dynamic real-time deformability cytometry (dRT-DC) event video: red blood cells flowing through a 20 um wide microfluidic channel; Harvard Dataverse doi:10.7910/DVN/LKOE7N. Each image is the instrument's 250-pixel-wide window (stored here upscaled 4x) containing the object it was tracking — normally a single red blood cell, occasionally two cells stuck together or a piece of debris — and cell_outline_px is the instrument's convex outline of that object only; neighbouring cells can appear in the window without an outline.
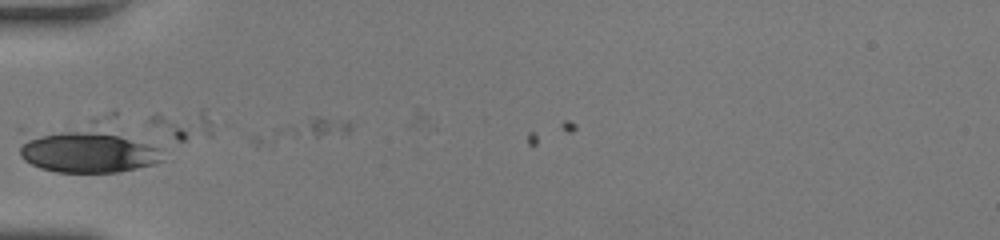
{"species": "human", "species_latin": "Homo sapiens", "temperature_condition": "room temperature", "stored_images_in_passage": 3, "camera_frame_rate_fps": 3000, "um_per_image_px": 0.085, "donor": {"sex": "female"}, "frame": {"image": 1, "passage_image": 2, "time_ms": 0.333, "image_size_px": [1000, 240], "cell_outline_px": [[164, 160], [156, 164], [120, 172], [56, 172], [40, 168], [24, 160], [20, 156], [20, 148], [28, 136], [92, 120], [96, 120], [148, 144], [156, 148]], "centroid_in_image_um": [7.48, 12.73], "position_along_channel_um": 77.5, "area_um2": 37.97}}